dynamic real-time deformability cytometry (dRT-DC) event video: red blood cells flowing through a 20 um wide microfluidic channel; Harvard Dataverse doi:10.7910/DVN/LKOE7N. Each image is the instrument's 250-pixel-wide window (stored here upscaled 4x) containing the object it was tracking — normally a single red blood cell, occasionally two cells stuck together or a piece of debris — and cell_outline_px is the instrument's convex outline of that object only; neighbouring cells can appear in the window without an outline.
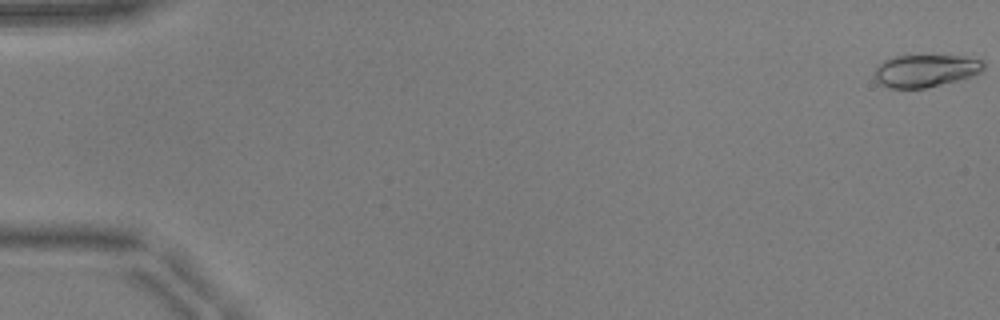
{"species": "common noctule bat (a hibernating species)", "species_latin": "Nyctalus noctula", "temperature_condition": "warm", "stored_images_in_passage": 52, "camera_frame_rate_fps": 3000, "um_per_image_px": 0.085, "animal": {"sex": "male", "body_mass_g": 17.9, "forearm_length_mm": 54.2}, "frame": {"image": 1, "passage_image": 1, "time_ms": 0.0, "image_size_px": [1000, 320], "cell_outline_px": [[984, 68], [980, 72], [972, 76], [924, 88], [888, 88], [880, 84], [876, 80], [876, 68], [884, 60], [896, 56], [964, 56], [984, 60]], "centroid_in_image_um": [78.69, 6.0], "position_along_channel_um": 6.3, "area_um2": 20.35}}
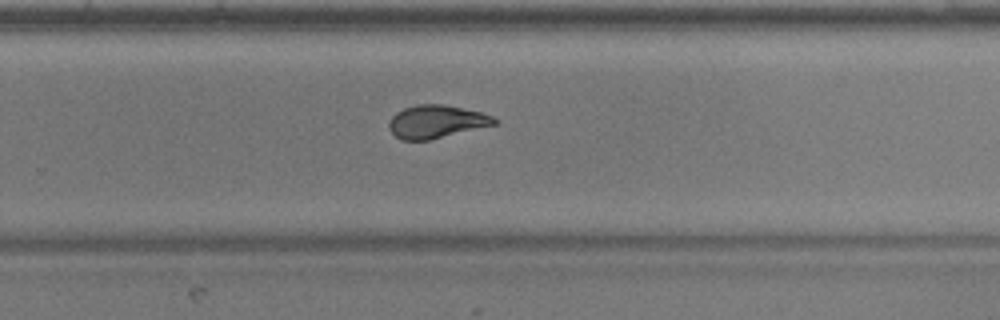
{"frame": {"image": 2, "passage_image": 35, "time_ms": 11.333, "image_size_px": [1000, 320], "cell_outline_px": [[500, 120], [496, 124], [428, 140], [400, 140], [388, 128], [388, 124], [392, 116], [396, 112], [404, 108], [416, 104], [444, 104], [480, 112], [492, 116]], "centroid_in_image_um": [37.07, 10.33], "position_along_channel_um": 292.7, "area_um2": 20.17}}
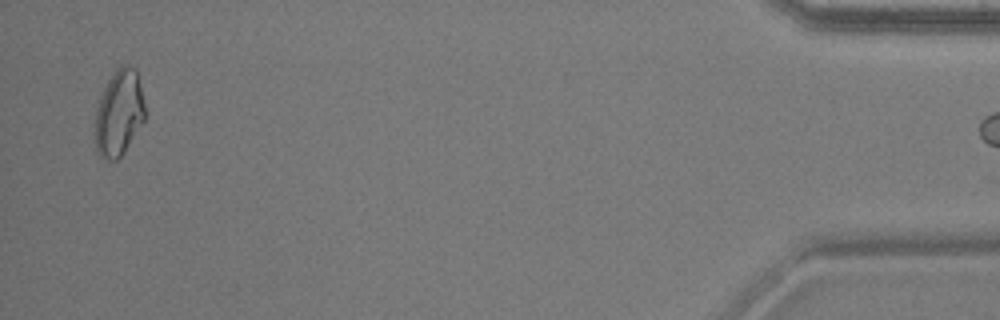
{"frame": {"image": 3, "passage_image": 51, "time_ms": 16.667, "image_size_px": [1000, 320], "cell_outline_px": [[144, 120], [124, 152], [116, 160], [108, 160], [100, 156], [96, 148], [92, 132], [96, 108], [100, 96], [108, 80], [116, 68], [124, 64], [128, 64], [136, 68], [144, 104]], "centroid_in_image_um": [10.07, 9.61], "position_along_channel_um": 425.1, "area_um2": 25.26}}